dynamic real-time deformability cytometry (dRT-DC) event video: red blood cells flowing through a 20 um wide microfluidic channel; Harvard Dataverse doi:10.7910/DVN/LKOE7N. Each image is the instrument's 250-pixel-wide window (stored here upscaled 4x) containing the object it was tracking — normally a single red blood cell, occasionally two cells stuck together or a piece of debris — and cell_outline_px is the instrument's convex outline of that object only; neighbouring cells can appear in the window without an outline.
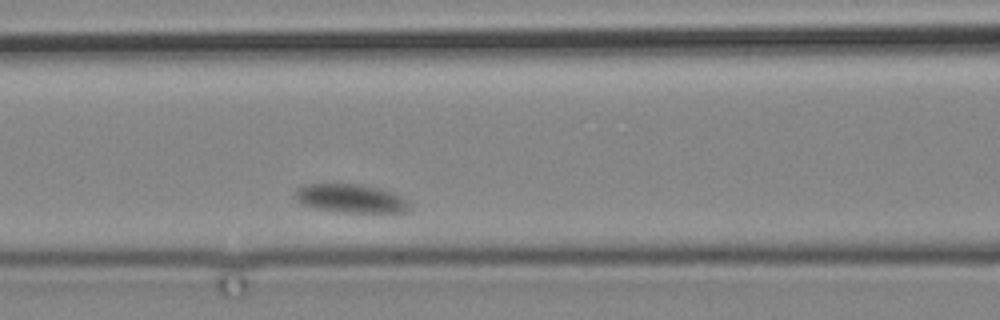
{"species": "common noctule bat (a hibernating species)", "species_latin": "Nyctalus noctula", "temperature_condition": "cold", "stored_images_in_passage": 7, "camera_frame_rate_fps": 3000, "um_per_image_px": 0.085, "animal": {"sex": "male", "body_mass_g": 19.2, "forearm_length_mm": 51.8}, "frame": {"image": 1, "passage_image": 7, "time_ms": 8.333, "image_size_px": [1000, 320], "cell_outline_px": [[408, 208], [404, 212], [340, 212], [316, 208], [300, 204], [296, 200], [296, 192], [304, 184], [360, 184], [380, 188], [392, 192], [400, 196], [408, 204]], "centroid_in_image_um": [29.77, 16.86], "position_along_channel_um": 136.8, "area_um2": 18.73}}